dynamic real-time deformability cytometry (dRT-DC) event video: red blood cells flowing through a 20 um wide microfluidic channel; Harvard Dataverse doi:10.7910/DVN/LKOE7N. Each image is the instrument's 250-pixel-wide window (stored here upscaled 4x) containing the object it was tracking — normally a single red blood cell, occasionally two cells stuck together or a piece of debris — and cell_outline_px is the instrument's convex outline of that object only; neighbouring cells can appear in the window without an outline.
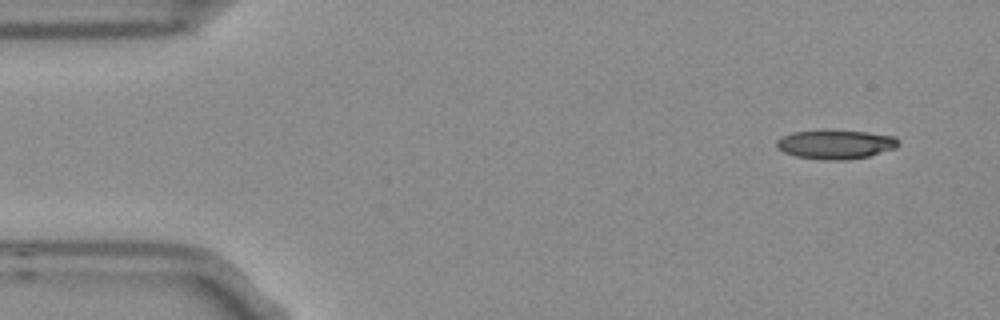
{"species": "Egyptian fruit bat (a non-hibernating species)", "species_latin": "Rousettus aegyptiacus", "temperature_condition": "room temperature", "stored_images_in_passage": 5, "segment_of_instrument_passage": [2, 2], "camera_frame_rate_fps": 3000, "um_per_image_px": 0.085, "frame": {"image": 1, "passage_image": 5, "time_ms": 1.333, "image_size_px": [1000, 320], "cell_outline_px": [[900, 144], [896, 148], [868, 156], [844, 160], [824, 160], [796, 156], [784, 152], [776, 148], [776, 140], [780, 136], [792, 132], [824, 128], [868, 132], [896, 136], [900, 140]], "centroid_in_image_um": [71.01, 12.23], "position_along_channel_um": 14.0, "area_um2": 21.39}}